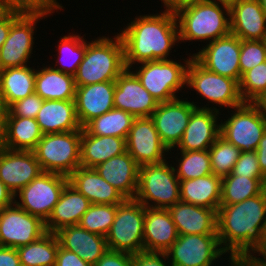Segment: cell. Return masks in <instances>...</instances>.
<instances>
[{
  "label": "cell",
  "instance_id": "35",
  "mask_svg": "<svg viewBox=\"0 0 266 266\" xmlns=\"http://www.w3.org/2000/svg\"><path fill=\"white\" fill-rule=\"evenodd\" d=\"M59 240L47 232L40 239L17 248L21 266H55Z\"/></svg>",
  "mask_w": 266,
  "mask_h": 266
},
{
  "label": "cell",
  "instance_id": "54",
  "mask_svg": "<svg viewBox=\"0 0 266 266\" xmlns=\"http://www.w3.org/2000/svg\"><path fill=\"white\" fill-rule=\"evenodd\" d=\"M15 202L14 194L0 180V211Z\"/></svg>",
  "mask_w": 266,
  "mask_h": 266
},
{
  "label": "cell",
  "instance_id": "17",
  "mask_svg": "<svg viewBox=\"0 0 266 266\" xmlns=\"http://www.w3.org/2000/svg\"><path fill=\"white\" fill-rule=\"evenodd\" d=\"M126 150L139 166L162 163L169 152L151 117L135 118L126 138Z\"/></svg>",
  "mask_w": 266,
  "mask_h": 266
},
{
  "label": "cell",
  "instance_id": "41",
  "mask_svg": "<svg viewBox=\"0 0 266 266\" xmlns=\"http://www.w3.org/2000/svg\"><path fill=\"white\" fill-rule=\"evenodd\" d=\"M117 212V205L91 204L78 225L91 233L107 236Z\"/></svg>",
  "mask_w": 266,
  "mask_h": 266
},
{
  "label": "cell",
  "instance_id": "51",
  "mask_svg": "<svg viewBox=\"0 0 266 266\" xmlns=\"http://www.w3.org/2000/svg\"><path fill=\"white\" fill-rule=\"evenodd\" d=\"M0 266H21L16 248L0 246Z\"/></svg>",
  "mask_w": 266,
  "mask_h": 266
},
{
  "label": "cell",
  "instance_id": "37",
  "mask_svg": "<svg viewBox=\"0 0 266 266\" xmlns=\"http://www.w3.org/2000/svg\"><path fill=\"white\" fill-rule=\"evenodd\" d=\"M266 186L258 178L233 175L222 178L220 205L240 203L260 194Z\"/></svg>",
  "mask_w": 266,
  "mask_h": 266
},
{
  "label": "cell",
  "instance_id": "23",
  "mask_svg": "<svg viewBox=\"0 0 266 266\" xmlns=\"http://www.w3.org/2000/svg\"><path fill=\"white\" fill-rule=\"evenodd\" d=\"M95 170L126 199L136 197L139 165L127 151L100 163Z\"/></svg>",
  "mask_w": 266,
  "mask_h": 266
},
{
  "label": "cell",
  "instance_id": "8",
  "mask_svg": "<svg viewBox=\"0 0 266 266\" xmlns=\"http://www.w3.org/2000/svg\"><path fill=\"white\" fill-rule=\"evenodd\" d=\"M145 206L135 199L117 205L111 229L106 236L109 250L130 254L143 251Z\"/></svg>",
  "mask_w": 266,
  "mask_h": 266
},
{
  "label": "cell",
  "instance_id": "43",
  "mask_svg": "<svg viewBox=\"0 0 266 266\" xmlns=\"http://www.w3.org/2000/svg\"><path fill=\"white\" fill-rule=\"evenodd\" d=\"M4 10L16 11L23 14L50 15L54 10L63 9L57 0H0Z\"/></svg>",
  "mask_w": 266,
  "mask_h": 266
},
{
  "label": "cell",
  "instance_id": "15",
  "mask_svg": "<svg viewBox=\"0 0 266 266\" xmlns=\"http://www.w3.org/2000/svg\"><path fill=\"white\" fill-rule=\"evenodd\" d=\"M200 50L193 54V58L201 66L208 71L240 82V39L237 36L230 33L208 43Z\"/></svg>",
  "mask_w": 266,
  "mask_h": 266
},
{
  "label": "cell",
  "instance_id": "39",
  "mask_svg": "<svg viewBox=\"0 0 266 266\" xmlns=\"http://www.w3.org/2000/svg\"><path fill=\"white\" fill-rule=\"evenodd\" d=\"M177 168L179 180H188L212 174L209 150L180 151Z\"/></svg>",
  "mask_w": 266,
  "mask_h": 266
},
{
  "label": "cell",
  "instance_id": "32",
  "mask_svg": "<svg viewBox=\"0 0 266 266\" xmlns=\"http://www.w3.org/2000/svg\"><path fill=\"white\" fill-rule=\"evenodd\" d=\"M222 178L213 173L199 178L180 180V201L218 211Z\"/></svg>",
  "mask_w": 266,
  "mask_h": 266
},
{
  "label": "cell",
  "instance_id": "25",
  "mask_svg": "<svg viewBox=\"0 0 266 266\" xmlns=\"http://www.w3.org/2000/svg\"><path fill=\"white\" fill-rule=\"evenodd\" d=\"M179 235L217 234V211L179 201L167 209Z\"/></svg>",
  "mask_w": 266,
  "mask_h": 266
},
{
  "label": "cell",
  "instance_id": "14",
  "mask_svg": "<svg viewBox=\"0 0 266 266\" xmlns=\"http://www.w3.org/2000/svg\"><path fill=\"white\" fill-rule=\"evenodd\" d=\"M47 17L43 14H21L11 26L8 37L0 48V70L26 66L30 63L34 46L36 23Z\"/></svg>",
  "mask_w": 266,
  "mask_h": 266
},
{
  "label": "cell",
  "instance_id": "48",
  "mask_svg": "<svg viewBox=\"0 0 266 266\" xmlns=\"http://www.w3.org/2000/svg\"><path fill=\"white\" fill-rule=\"evenodd\" d=\"M94 266H132V254L108 250Z\"/></svg>",
  "mask_w": 266,
  "mask_h": 266
},
{
  "label": "cell",
  "instance_id": "1",
  "mask_svg": "<svg viewBox=\"0 0 266 266\" xmlns=\"http://www.w3.org/2000/svg\"><path fill=\"white\" fill-rule=\"evenodd\" d=\"M134 19L119 32L126 68L132 69L136 63L168 60L170 51L179 42L176 14L164 10L161 14L140 15Z\"/></svg>",
  "mask_w": 266,
  "mask_h": 266
},
{
  "label": "cell",
  "instance_id": "46",
  "mask_svg": "<svg viewBox=\"0 0 266 266\" xmlns=\"http://www.w3.org/2000/svg\"><path fill=\"white\" fill-rule=\"evenodd\" d=\"M43 99L32 93L28 97L12 103L7 109L5 116H17L36 119L37 113L43 104Z\"/></svg>",
  "mask_w": 266,
  "mask_h": 266
},
{
  "label": "cell",
  "instance_id": "36",
  "mask_svg": "<svg viewBox=\"0 0 266 266\" xmlns=\"http://www.w3.org/2000/svg\"><path fill=\"white\" fill-rule=\"evenodd\" d=\"M135 117L121 109L113 108L93 118L83 128L94 136H116L127 138Z\"/></svg>",
  "mask_w": 266,
  "mask_h": 266
},
{
  "label": "cell",
  "instance_id": "44",
  "mask_svg": "<svg viewBox=\"0 0 266 266\" xmlns=\"http://www.w3.org/2000/svg\"><path fill=\"white\" fill-rule=\"evenodd\" d=\"M266 61V44L264 40H240L239 66L241 76Z\"/></svg>",
  "mask_w": 266,
  "mask_h": 266
},
{
  "label": "cell",
  "instance_id": "33",
  "mask_svg": "<svg viewBox=\"0 0 266 266\" xmlns=\"http://www.w3.org/2000/svg\"><path fill=\"white\" fill-rule=\"evenodd\" d=\"M42 137L43 133L36 119L5 116L2 147L10 150L33 151Z\"/></svg>",
  "mask_w": 266,
  "mask_h": 266
},
{
  "label": "cell",
  "instance_id": "34",
  "mask_svg": "<svg viewBox=\"0 0 266 266\" xmlns=\"http://www.w3.org/2000/svg\"><path fill=\"white\" fill-rule=\"evenodd\" d=\"M75 92L74 76L47 65L36 69L35 93L43 100H74Z\"/></svg>",
  "mask_w": 266,
  "mask_h": 266
},
{
  "label": "cell",
  "instance_id": "10",
  "mask_svg": "<svg viewBox=\"0 0 266 266\" xmlns=\"http://www.w3.org/2000/svg\"><path fill=\"white\" fill-rule=\"evenodd\" d=\"M220 124V135L241 151H255L266 131V116L254 103L234 108Z\"/></svg>",
  "mask_w": 266,
  "mask_h": 266
},
{
  "label": "cell",
  "instance_id": "42",
  "mask_svg": "<svg viewBox=\"0 0 266 266\" xmlns=\"http://www.w3.org/2000/svg\"><path fill=\"white\" fill-rule=\"evenodd\" d=\"M266 92V61L246 71L239 82V93L244 103H255Z\"/></svg>",
  "mask_w": 266,
  "mask_h": 266
},
{
  "label": "cell",
  "instance_id": "38",
  "mask_svg": "<svg viewBox=\"0 0 266 266\" xmlns=\"http://www.w3.org/2000/svg\"><path fill=\"white\" fill-rule=\"evenodd\" d=\"M57 51V64H54L55 67L52 66V68L75 76L86 52V40L83 36L69 33V35L61 37ZM58 63H60L59 67Z\"/></svg>",
  "mask_w": 266,
  "mask_h": 266
},
{
  "label": "cell",
  "instance_id": "21",
  "mask_svg": "<svg viewBox=\"0 0 266 266\" xmlns=\"http://www.w3.org/2000/svg\"><path fill=\"white\" fill-rule=\"evenodd\" d=\"M230 7V32L240 40H264L266 12L260 0H238Z\"/></svg>",
  "mask_w": 266,
  "mask_h": 266
},
{
  "label": "cell",
  "instance_id": "19",
  "mask_svg": "<svg viewBox=\"0 0 266 266\" xmlns=\"http://www.w3.org/2000/svg\"><path fill=\"white\" fill-rule=\"evenodd\" d=\"M42 172L33 151L10 150L0 146V180L14 195Z\"/></svg>",
  "mask_w": 266,
  "mask_h": 266
},
{
  "label": "cell",
  "instance_id": "49",
  "mask_svg": "<svg viewBox=\"0 0 266 266\" xmlns=\"http://www.w3.org/2000/svg\"><path fill=\"white\" fill-rule=\"evenodd\" d=\"M55 266H92L80 258L78 254L59 245Z\"/></svg>",
  "mask_w": 266,
  "mask_h": 266
},
{
  "label": "cell",
  "instance_id": "52",
  "mask_svg": "<svg viewBox=\"0 0 266 266\" xmlns=\"http://www.w3.org/2000/svg\"><path fill=\"white\" fill-rule=\"evenodd\" d=\"M205 1L209 0H161L164 7L166 8L165 10L174 14L182 8Z\"/></svg>",
  "mask_w": 266,
  "mask_h": 266
},
{
  "label": "cell",
  "instance_id": "26",
  "mask_svg": "<svg viewBox=\"0 0 266 266\" xmlns=\"http://www.w3.org/2000/svg\"><path fill=\"white\" fill-rule=\"evenodd\" d=\"M56 235L64 249L78 254L92 266L109 250L105 236L91 233L79 225L66 226Z\"/></svg>",
  "mask_w": 266,
  "mask_h": 266
},
{
  "label": "cell",
  "instance_id": "22",
  "mask_svg": "<svg viewBox=\"0 0 266 266\" xmlns=\"http://www.w3.org/2000/svg\"><path fill=\"white\" fill-rule=\"evenodd\" d=\"M115 81L76 86V114L82 128L93 118L114 108Z\"/></svg>",
  "mask_w": 266,
  "mask_h": 266
},
{
  "label": "cell",
  "instance_id": "9",
  "mask_svg": "<svg viewBox=\"0 0 266 266\" xmlns=\"http://www.w3.org/2000/svg\"><path fill=\"white\" fill-rule=\"evenodd\" d=\"M186 71V86L194 89L199 95L213 104L227 108H236L244 102L239 93V83L231 78L208 71L194 58Z\"/></svg>",
  "mask_w": 266,
  "mask_h": 266
},
{
  "label": "cell",
  "instance_id": "40",
  "mask_svg": "<svg viewBox=\"0 0 266 266\" xmlns=\"http://www.w3.org/2000/svg\"><path fill=\"white\" fill-rule=\"evenodd\" d=\"M241 152L240 149L220 135L209 148L212 173L221 178L228 176Z\"/></svg>",
  "mask_w": 266,
  "mask_h": 266
},
{
  "label": "cell",
  "instance_id": "29",
  "mask_svg": "<svg viewBox=\"0 0 266 266\" xmlns=\"http://www.w3.org/2000/svg\"><path fill=\"white\" fill-rule=\"evenodd\" d=\"M90 206L91 202L68 183L45 222L46 231L56 233L66 226L78 225Z\"/></svg>",
  "mask_w": 266,
  "mask_h": 266
},
{
  "label": "cell",
  "instance_id": "18",
  "mask_svg": "<svg viewBox=\"0 0 266 266\" xmlns=\"http://www.w3.org/2000/svg\"><path fill=\"white\" fill-rule=\"evenodd\" d=\"M114 108L135 118L151 117L159 102L143 87L137 76L126 68L115 80Z\"/></svg>",
  "mask_w": 266,
  "mask_h": 266
},
{
  "label": "cell",
  "instance_id": "53",
  "mask_svg": "<svg viewBox=\"0 0 266 266\" xmlns=\"http://www.w3.org/2000/svg\"><path fill=\"white\" fill-rule=\"evenodd\" d=\"M260 170L266 176V131L264 132L258 148L255 150Z\"/></svg>",
  "mask_w": 266,
  "mask_h": 266
},
{
  "label": "cell",
  "instance_id": "3",
  "mask_svg": "<svg viewBox=\"0 0 266 266\" xmlns=\"http://www.w3.org/2000/svg\"><path fill=\"white\" fill-rule=\"evenodd\" d=\"M113 37L86 40V52L74 76L76 86L115 81L126 69L122 39L118 33Z\"/></svg>",
  "mask_w": 266,
  "mask_h": 266
},
{
  "label": "cell",
  "instance_id": "27",
  "mask_svg": "<svg viewBox=\"0 0 266 266\" xmlns=\"http://www.w3.org/2000/svg\"><path fill=\"white\" fill-rule=\"evenodd\" d=\"M68 181L91 204L119 205L126 200L117 189L98 174L95 168L80 166L68 177Z\"/></svg>",
  "mask_w": 266,
  "mask_h": 266
},
{
  "label": "cell",
  "instance_id": "20",
  "mask_svg": "<svg viewBox=\"0 0 266 266\" xmlns=\"http://www.w3.org/2000/svg\"><path fill=\"white\" fill-rule=\"evenodd\" d=\"M219 113V109L214 106L196 108L190 116L177 151L209 150L220 136Z\"/></svg>",
  "mask_w": 266,
  "mask_h": 266
},
{
  "label": "cell",
  "instance_id": "24",
  "mask_svg": "<svg viewBox=\"0 0 266 266\" xmlns=\"http://www.w3.org/2000/svg\"><path fill=\"white\" fill-rule=\"evenodd\" d=\"M179 234L167 209L145 207L143 251L166 252Z\"/></svg>",
  "mask_w": 266,
  "mask_h": 266
},
{
  "label": "cell",
  "instance_id": "5",
  "mask_svg": "<svg viewBox=\"0 0 266 266\" xmlns=\"http://www.w3.org/2000/svg\"><path fill=\"white\" fill-rule=\"evenodd\" d=\"M180 180L174 165L164 161L159 164L139 166L136 201L148 208L168 209L180 201ZM152 204H151V203Z\"/></svg>",
  "mask_w": 266,
  "mask_h": 266
},
{
  "label": "cell",
  "instance_id": "57",
  "mask_svg": "<svg viewBox=\"0 0 266 266\" xmlns=\"http://www.w3.org/2000/svg\"><path fill=\"white\" fill-rule=\"evenodd\" d=\"M254 104L266 116V92L262 96H260Z\"/></svg>",
  "mask_w": 266,
  "mask_h": 266
},
{
  "label": "cell",
  "instance_id": "2",
  "mask_svg": "<svg viewBox=\"0 0 266 266\" xmlns=\"http://www.w3.org/2000/svg\"><path fill=\"white\" fill-rule=\"evenodd\" d=\"M266 225V188L240 203L220 205L217 235L229 259L248 255L256 246Z\"/></svg>",
  "mask_w": 266,
  "mask_h": 266
},
{
  "label": "cell",
  "instance_id": "6",
  "mask_svg": "<svg viewBox=\"0 0 266 266\" xmlns=\"http://www.w3.org/2000/svg\"><path fill=\"white\" fill-rule=\"evenodd\" d=\"M81 130L43 134L33 150L43 172L69 177L80 161Z\"/></svg>",
  "mask_w": 266,
  "mask_h": 266
},
{
  "label": "cell",
  "instance_id": "4",
  "mask_svg": "<svg viewBox=\"0 0 266 266\" xmlns=\"http://www.w3.org/2000/svg\"><path fill=\"white\" fill-rule=\"evenodd\" d=\"M175 14L181 42L207 40L210 43L231 33L229 4L219 0L187 6Z\"/></svg>",
  "mask_w": 266,
  "mask_h": 266
},
{
  "label": "cell",
  "instance_id": "56",
  "mask_svg": "<svg viewBox=\"0 0 266 266\" xmlns=\"http://www.w3.org/2000/svg\"><path fill=\"white\" fill-rule=\"evenodd\" d=\"M239 260L245 266H266V264H264V263L251 260L247 255L240 257Z\"/></svg>",
  "mask_w": 266,
  "mask_h": 266
},
{
  "label": "cell",
  "instance_id": "7",
  "mask_svg": "<svg viewBox=\"0 0 266 266\" xmlns=\"http://www.w3.org/2000/svg\"><path fill=\"white\" fill-rule=\"evenodd\" d=\"M190 60V57L184 60L185 64L170 58L143 62L132 72L159 103L169 102L177 99L176 93L186 86V71Z\"/></svg>",
  "mask_w": 266,
  "mask_h": 266
},
{
  "label": "cell",
  "instance_id": "16",
  "mask_svg": "<svg viewBox=\"0 0 266 266\" xmlns=\"http://www.w3.org/2000/svg\"><path fill=\"white\" fill-rule=\"evenodd\" d=\"M199 108L193 101L174 99L161 102L152 113L156 131L163 145L171 152L178 146L192 112Z\"/></svg>",
  "mask_w": 266,
  "mask_h": 266
},
{
  "label": "cell",
  "instance_id": "28",
  "mask_svg": "<svg viewBox=\"0 0 266 266\" xmlns=\"http://www.w3.org/2000/svg\"><path fill=\"white\" fill-rule=\"evenodd\" d=\"M36 121L43 134L82 130L74 100H44Z\"/></svg>",
  "mask_w": 266,
  "mask_h": 266
},
{
  "label": "cell",
  "instance_id": "55",
  "mask_svg": "<svg viewBox=\"0 0 266 266\" xmlns=\"http://www.w3.org/2000/svg\"><path fill=\"white\" fill-rule=\"evenodd\" d=\"M5 114L6 110L0 104V146H2L4 142Z\"/></svg>",
  "mask_w": 266,
  "mask_h": 266
},
{
  "label": "cell",
  "instance_id": "60",
  "mask_svg": "<svg viewBox=\"0 0 266 266\" xmlns=\"http://www.w3.org/2000/svg\"><path fill=\"white\" fill-rule=\"evenodd\" d=\"M260 2H261V5H262L264 11L266 12V0H260Z\"/></svg>",
  "mask_w": 266,
  "mask_h": 266
},
{
  "label": "cell",
  "instance_id": "47",
  "mask_svg": "<svg viewBox=\"0 0 266 266\" xmlns=\"http://www.w3.org/2000/svg\"><path fill=\"white\" fill-rule=\"evenodd\" d=\"M167 260L165 252L141 251L132 254V266H172Z\"/></svg>",
  "mask_w": 266,
  "mask_h": 266
},
{
  "label": "cell",
  "instance_id": "50",
  "mask_svg": "<svg viewBox=\"0 0 266 266\" xmlns=\"http://www.w3.org/2000/svg\"><path fill=\"white\" fill-rule=\"evenodd\" d=\"M22 13L16 11L4 10L0 14V48L6 41L9 31L11 29L12 23L21 15Z\"/></svg>",
  "mask_w": 266,
  "mask_h": 266
},
{
  "label": "cell",
  "instance_id": "12",
  "mask_svg": "<svg viewBox=\"0 0 266 266\" xmlns=\"http://www.w3.org/2000/svg\"><path fill=\"white\" fill-rule=\"evenodd\" d=\"M165 253L172 266H212L226 254L217 234L179 235Z\"/></svg>",
  "mask_w": 266,
  "mask_h": 266
},
{
  "label": "cell",
  "instance_id": "61",
  "mask_svg": "<svg viewBox=\"0 0 266 266\" xmlns=\"http://www.w3.org/2000/svg\"><path fill=\"white\" fill-rule=\"evenodd\" d=\"M4 11L2 5H1V2H0V14Z\"/></svg>",
  "mask_w": 266,
  "mask_h": 266
},
{
  "label": "cell",
  "instance_id": "45",
  "mask_svg": "<svg viewBox=\"0 0 266 266\" xmlns=\"http://www.w3.org/2000/svg\"><path fill=\"white\" fill-rule=\"evenodd\" d=\"M231 173L248 178H258L266 186V176L260 170L256 151H242Z\"/></svg>",
  "mask_w": 266,
  "mask_h": 266
},
{
  "label": "cell",
  "instance_id": "11",
  "mask_svg": "<svg viewBox=\"0 0 266 266\" xmlns=\"http://www.w3.org/2000/svg\"><path fill=\"white\" fill-rule=\"evenodd\" d=\"M68 183L67 176L42 172L23 187L18 192L19 194L14 195L15 203L29 214L35 215L46 222ZM17 197H19V202L16 201Z\"/></svg>",
  "mask_w": 266,
  "mask_h": 266
},
{
  "label": "cell",
  "instance_id": "58",
  "mask_svg": "<svg viewBox=\"0 0 266 266\" xmlns=\"http://www.w3.org/2000/svg\"><path fill=\"white\" fill-rule=\"evenodd\" d=\"M230 266H245L239 259H229Z\"/></svg>",
  "mask_w": 266,
  "mask_h": 266
},
{
  "label": "cell",
  "instance_id": "59",
  "mask_svg": "<svg viewBox=\"0 0 266 266\" xmlns=\"http://www.w3.org/2000/svg\"><path fill=\"white\" fill-rule=\"evenodd\" d=\"M219 1L230 5L231 3L238 1V0H219Z\"/></svg>",
  "mask_w": 266,
  "mask_h": 266
},
{
  "label": "cell",
  "instance_id": "30",
  "mask_svg": "<svg viewBox=\"0 0 266 266\" xmlns=\"http://www.w3.org/2000/svg\"><path fill=\"white\" fill-rule=\"evenodd\" d=\"M126 151L125 138L94 136L90 135L84 128L81 130L80 161L83 167L95 168L100 163Z\"/></svg>",
  "mask_w": 266,
  "mask_h": 266
},
{
  "label": "cell",
  "instance_id": "13",
  "mask_svg": "<svg viewBox=\"0 0 266 266\" xmlns=\"http://www.w3.org/2000/svg\"><path fill=\"white\" fill-rule=\"evenodd\" d=\"M45 222L15 202L0 211V246L18 248L46 234Z\"/></svg>",
  "mask_w": 266,
  "mask_h": 266
},
{
  "label": "cell",
  "instance_id": "31",
  "mask_svg": "<svg viewBox=\"0 0 266 266\" xmlns=\"http://www.w3.org/2000/svg\"><path fill=\"white\" fill-rule=\"evenodd\" d=\"M35 76V68L28 65L0 70V104L5 110L35 92Z\"/></svg>",
  "mask_w": 266,
  "mask_h": 266
}]
</instances>
